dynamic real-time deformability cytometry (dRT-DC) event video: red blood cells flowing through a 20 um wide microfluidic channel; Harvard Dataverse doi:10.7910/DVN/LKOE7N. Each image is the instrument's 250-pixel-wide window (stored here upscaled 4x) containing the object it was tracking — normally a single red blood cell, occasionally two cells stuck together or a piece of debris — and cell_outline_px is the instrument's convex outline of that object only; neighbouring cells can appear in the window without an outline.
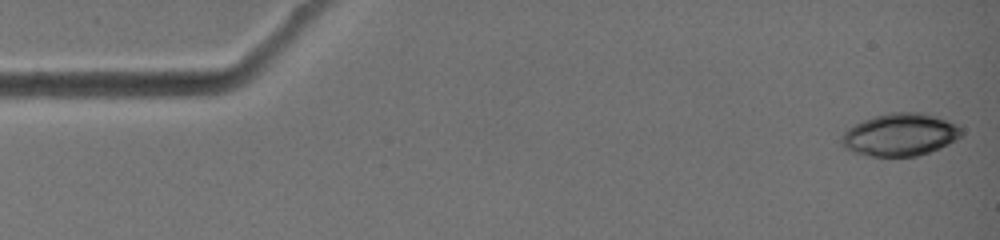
{"species": "common noctule bat (a hibernating species)", "species_latin": "Nyctalus noctula", "temperature_condition": "warm", "stored_images_in_passage": 7, "camera_frame_rate_fps": 3000, "um_per_image_px": 0.085, "animal": {"sex": "female", "body_mass_g": 19.0, "forearm_length_mm": 51.5}, "frame": {"image": 1, "passage_image": 1, "time_ms": 0.0, "image_size_px": [1000, 240], "cell_outline_px": [[964, 132], [960, 136], [948, 144], [940, 148], [916, 156], [868, 156], [852, 152], [844, 148], [840, 140], [840, 136], [848, 128], [872, 116], [892, 112], [924, 112], [936, 116], [956, 124]], "centroid_in_image_um": [76.48, 11.44], "position_along_channel_um": 8.5, "area_um2": 29.77}}